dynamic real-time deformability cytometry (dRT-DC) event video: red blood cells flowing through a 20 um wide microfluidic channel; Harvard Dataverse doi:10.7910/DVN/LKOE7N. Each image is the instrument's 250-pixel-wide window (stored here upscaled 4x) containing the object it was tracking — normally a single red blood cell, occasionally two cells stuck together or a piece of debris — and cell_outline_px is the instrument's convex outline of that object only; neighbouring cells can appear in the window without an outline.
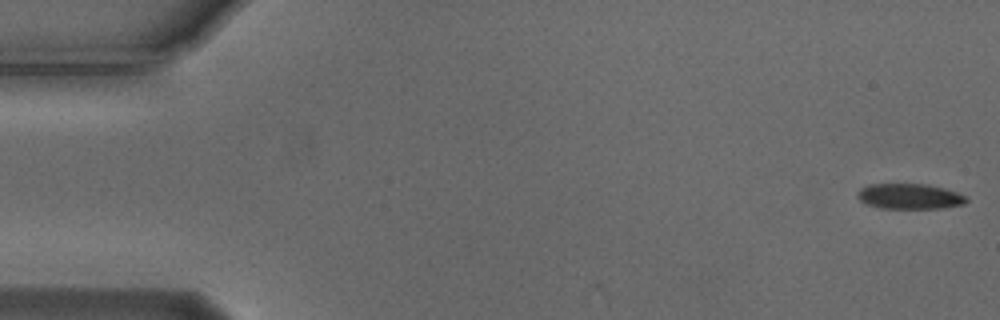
{"species": "Egyptian fruit bat (a non-hibernating species)", "species_latin": "Rousettus aegyptiacus", "temperature_condition": "cold", "stored_images_in_passage": 55, "camera_frame_rate_fps": 3000, "um_per_image_px": 0.085, "animal": {"sex": "male"}, "frame": {"image": 1, "passage_image": 1, "time_ms": 0.0, "image_size_px": [1000, 320], "cell_outline_px": [[968, 200], [964, 204], [944, 208], [880, 208], [868, 204], [860, 200], [856, 196], [856, 192], [860, 188], [868, 184], [928, 184], [944, 188], [956, 192], [964, 196]], "centroid_in_image_um": [77.29, 16.68], "position_along_channel_um": 7.7, "area_um2": 16.13}}
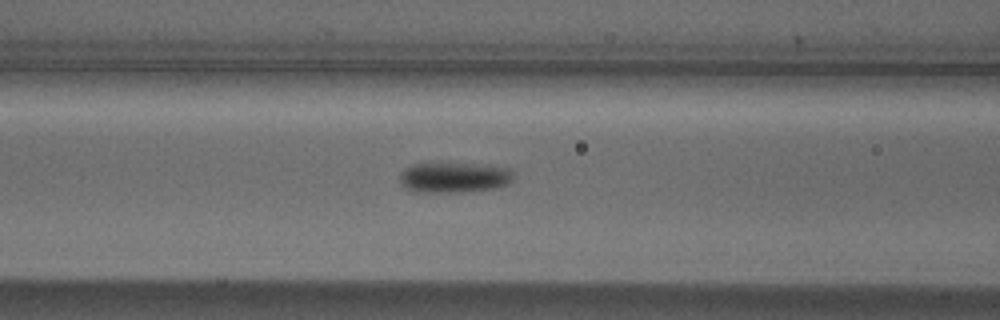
{"frame": {"image": 2, "passage_image": 22, "time_ms": 7.0, "image_size_px": [1000, 320], "cell_outline_px": [[512, 180], [508, 184], [496, 188], [460, 192], [416, 192], [400, 184], [400, 172], [404, 168], [412, 164], [476, 164], [508, 168], [512, 172]], "centroid_in_image_um": [38.57, 15.09], "position_along_channel_um": 128.0, "area_um2": 19.94}}
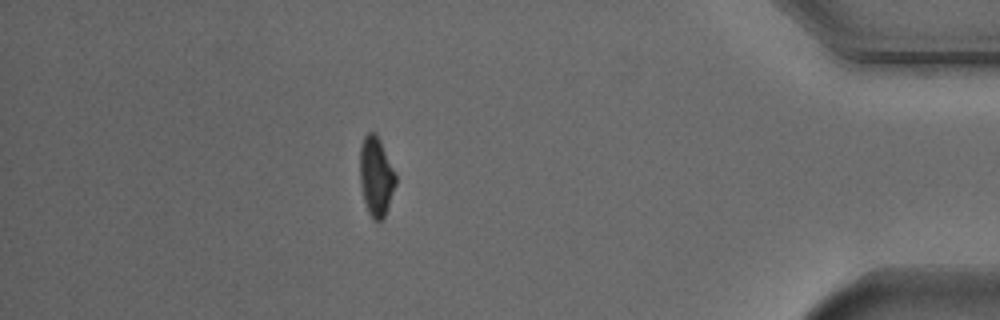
{"frame": {"image": 3, "passage_image": 48, "time_ms": 15.667, "image_size_px": [1000, 320], "cell_outline_px": [[396, 184], [384, 216], [380, 220], [372, 220], [368, 212], [364, 200], [360, 184], [360, 148], [364, 136], [368, 132], [376, 132], [380, 140], [396, 176]], "centroid_in_image_um": [31.95, 14.98], "position_along_channel_um": 403.3, "area_um2": 16.3}, "authors_computed_cell_mechanics": {"area_um2": 17.6868, "velocity_mm_per_s": 3.7213, "shape_relaxation_time_tau1_ms": 2.2405, "shape_relaxation_time_tau2_ms": null, "deformation_change_tau1": 0.1081, "deformation_change_tau2": null}}